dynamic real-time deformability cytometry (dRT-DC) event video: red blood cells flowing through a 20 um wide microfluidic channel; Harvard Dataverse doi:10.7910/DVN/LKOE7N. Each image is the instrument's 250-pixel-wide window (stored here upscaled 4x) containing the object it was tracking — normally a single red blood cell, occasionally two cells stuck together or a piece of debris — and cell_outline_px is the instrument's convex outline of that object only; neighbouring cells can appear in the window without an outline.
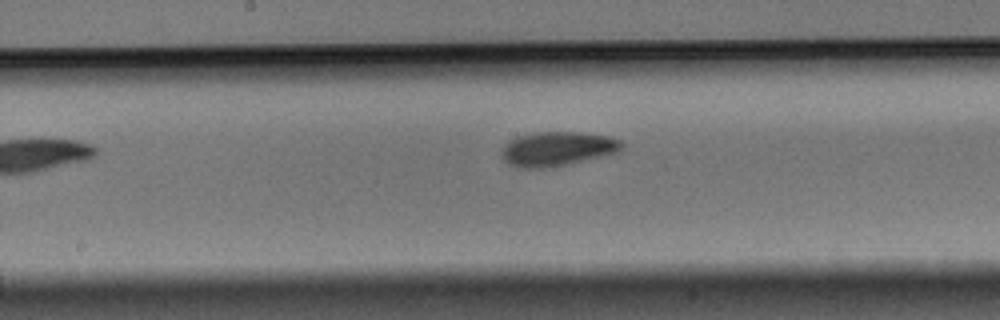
{"species": "Egyptian fruit bat (a non-hibernating species)", "species_latin": "Rousettus aegyptiacus", "temperature_condition": "warm", "stored_images_in_passage": 6, "camera_frame_rate_fps": 3000, "um_per_image_px": 0.085, "animal": {"sex": "male"}, "frame": {"image": 1, "passage_image": 5, "time_ms": 1.333, "image_size_px": [1000, 320], "cell_outline_px": [[624, 144], [620, 152], [548, 168], [524, 168], [508, 164], [504, 160], [500, 152], [504, 144], [508, 140], [520, 136], [536, 132], [580, 132], [608, 136], [620, 140]], "centroid_in_image_um": [47.36, 12.65], "position_along_channel_um": 200.8, "area_um2": 24.04}}
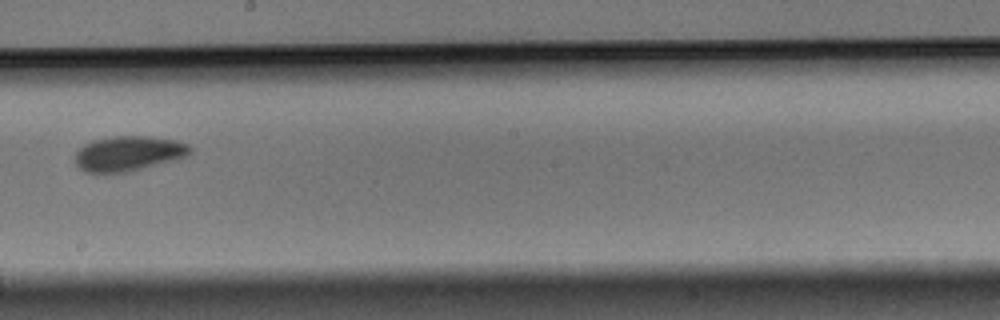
{"frame": {"image": 2, "passage_image": 6, "time_ms": 1.667, "image_size_px": [1000, 320], "cell_outline_px": [[192, 152], [188, 156], [176, 160], [128, 172], [84, 172], [76, 164], [76, 152], [84, 144], [92, 140], [116, 136], [148, 136], [176, 140], [188, 144], [192, 148]], "centroid_in_image_um": [10.96, 13.04], "position_along_channel_um": 237.2, "area_um2": 23.52}}